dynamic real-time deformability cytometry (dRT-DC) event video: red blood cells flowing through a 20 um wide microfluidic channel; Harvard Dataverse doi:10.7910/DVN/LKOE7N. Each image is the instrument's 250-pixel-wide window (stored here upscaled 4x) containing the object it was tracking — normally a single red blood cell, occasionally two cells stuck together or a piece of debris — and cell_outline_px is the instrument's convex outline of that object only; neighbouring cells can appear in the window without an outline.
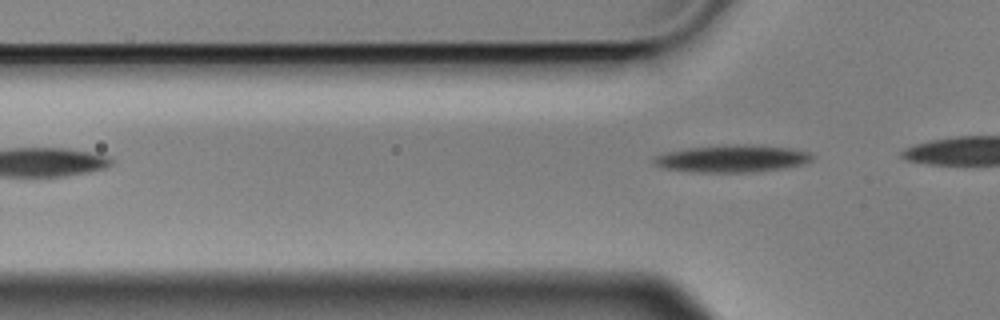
{"species": "Egyptian fruit bat (a non-hibernating species)", "species_latin": "Rousettus aegyptiacus", "temperature_condition": "cold", "stored_images_in_passage": 4, "camera_frame_rate_fps": 3000, "um_per_image_px": 0.085, "animal": {"sex": "male"}, "frame": {"image": 1, "passage_image": 4, "time_ms": 1.0, "image_size_px": [1000, 320], "cell_outline_px": [[812, 160], [800, 164], [780, 168], [744, 172], [696, 172], [660, 168], [652, 164], [652, 156], [664, 152], [688, 148], [732, 144], [760, 144], [792, 148], [808, 152], [812, 156]], "centroid_in_image_um": [62.13, 13.46], "position_along_channel_um": 63.7, "area_um2": 25.26}}